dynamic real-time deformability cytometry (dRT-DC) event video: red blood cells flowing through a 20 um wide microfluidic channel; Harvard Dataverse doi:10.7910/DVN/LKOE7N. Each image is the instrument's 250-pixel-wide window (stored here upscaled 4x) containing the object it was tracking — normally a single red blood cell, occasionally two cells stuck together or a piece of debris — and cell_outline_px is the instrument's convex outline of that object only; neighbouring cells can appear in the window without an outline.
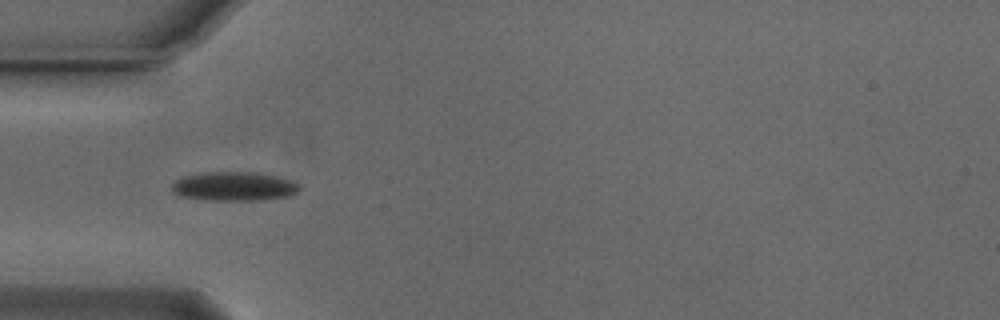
{"species": "Egyptian fruit bat (a non-hibernating species)", "species_latin": "Rousettus aegyptiacus", "temperature_condition": "cold", "stored_images_in_passage": 38, "camera_frame_rate_fps": 3000, "um_per_image_px": 0.085, "animal": {"sex": "male"}, "frame": {"image": 1, "passage_image": 1, "time_ms": 0.0, "image_size_px": [1000, 320], "cell_outline_px": [[300, 188], [296, 192], [288, 196], [264, 200], [204, 200], [180, 196], [172, 192], [172, 184], [176, 180], [184, 176], [212, 172], [248, 172], [276, 176], [292, 180], [300, 184]], "centroid_in_image_um": [19.9, 15.85], "position_along_channel_um": 65.1, "area_um2": 21.5}}
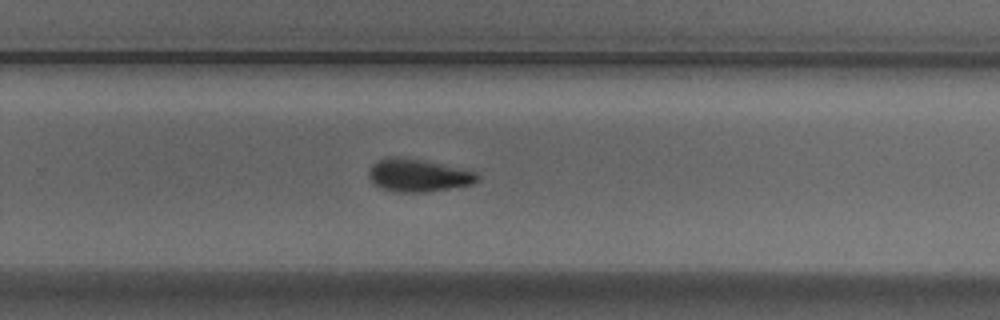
{"frame": {"image": 2, "passage_image": 19, "time_ms": 6.0, "image_size_px": [1000, 320], "cell_outline_px": [[480, 180], [472, 184], [424, 192], [396, 192], [380, 188], [372, 184], [368, 176], [368, 172], [372, 164], [380, 160], [392, 156], [424, 160], [476, 172], [480, 176]], "centroid_in_image_um": [35.51, 14.91], "position_along_channel_um": 294.3, "area_um2": 20.63}}
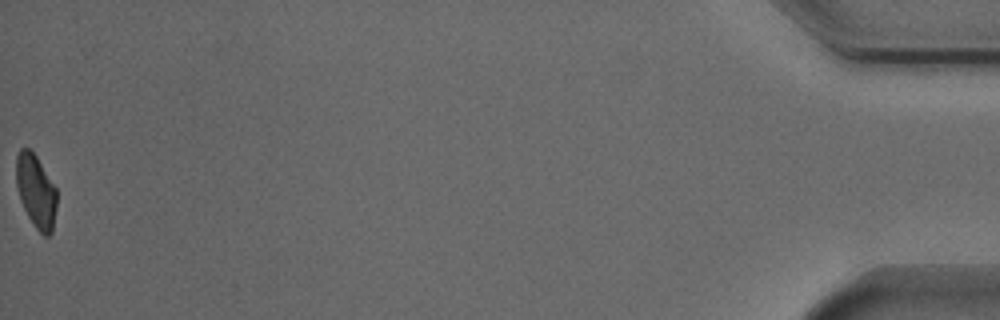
{"frame": {"image": 3, "passage_image": 38, "time_ms": 12.333, "image_size_px": [1000, 320], "cell_outline_px": [[56, 208], [52, 232], [48, 236], [44, 236], [36, 228], [28, 216], [20, 200], [16, 184], [16, 156], [20, 148], [28, 148], [36, 156], [56, 188]], "centroid_in_image_um": [3.05, 16.25], "position_along_channel_um": 432.2, "area_um2": 17.17}, "authors_computed_cell_mechanics": {"area_um2": 19.9121, "velocity_mm_per_s": 3.8467, "shape_relaxation_time_tau1_ms": 3.7039, "shape_relaxation_time_tau2_ms": null, "deformation_change_tau1": 0.0984, "deformation_change_tau2": null}}